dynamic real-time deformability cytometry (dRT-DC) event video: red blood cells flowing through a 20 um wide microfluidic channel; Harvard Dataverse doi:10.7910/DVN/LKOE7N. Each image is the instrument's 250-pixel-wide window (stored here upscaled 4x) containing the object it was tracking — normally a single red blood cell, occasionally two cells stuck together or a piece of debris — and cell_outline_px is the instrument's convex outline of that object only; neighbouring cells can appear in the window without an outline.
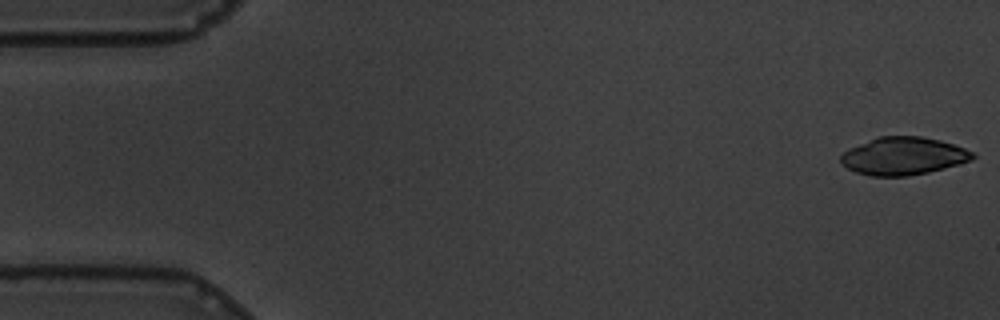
{"species": "common noctule bat (a hibernating species)", "species_latin": "Nyctalus noctula", "temperature_condition": "warm", "stored_images_in_passage": 57, "camera_frame_rate_fps": 3000, "um_per_image_px": 0.085, "animal": {"sex": "male", "body_mass_g": 19.5, "forearm_length_mm": 54.6}, "frame": {"image": 1, "passage_image": 1, "time_ms": 0.0, "image_size_px": [1000, 320], "cell_outline_px": [[976, 156], [972, 160], [960, 164], [928, 172], [908, 176], [872, 176], [856, 172], [848, 168], [840, 160], [840, 156], [848, 148], [880, 136], [920, 136], [940, 140], [964, 148], [972, 152]], "centroid_in_image_um": [76.79, 13.26], "position_along_channel_um": 8.2, "area_um2": 28.84}}